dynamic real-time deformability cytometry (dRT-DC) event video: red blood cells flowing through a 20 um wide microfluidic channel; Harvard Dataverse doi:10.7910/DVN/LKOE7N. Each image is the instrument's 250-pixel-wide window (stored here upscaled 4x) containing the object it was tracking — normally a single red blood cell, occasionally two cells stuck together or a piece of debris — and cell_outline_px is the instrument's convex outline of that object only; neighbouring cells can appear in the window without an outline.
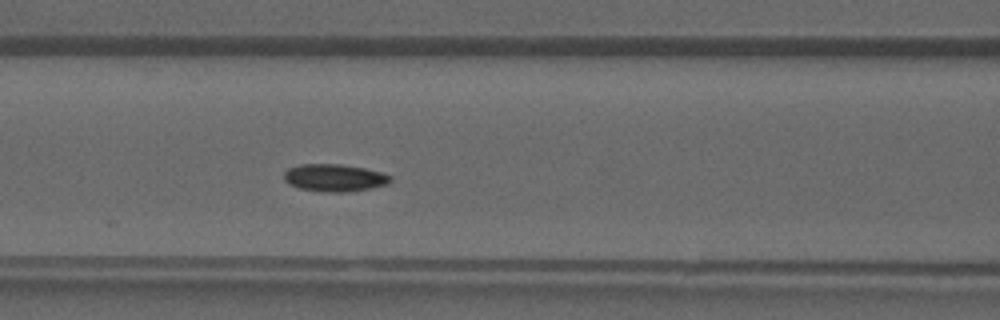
{"species": "common noctule bat (a hibernating species)", "species_latin": "Nyctalus noctula", "temperature_condition": "warm", "stored_images_in_passage": 22, "camera_frame_rate_fps": 3000, "um_per_image_px": 0.085, "animal": {"sex": "male", "forearm_length_mm": 52.5}, "frame": {"image": 1, "passage_image": 14, "time_ms": 4.333, "image_size_px": [1000, 320], "cell_outline_px": [[392, 180], [388, 184], [372, 188], [348, 192], [324, 192], [300, 188], [288, 184], [284, 180], [284, 172], [288, 168], [300, 164], [340, 164], [364, 168], [384, 172], [392, 176]], "centroid_in_image_um": [28.46, 15.11], "position_along_channel_um": 138.1, "area_um2": 17.22}}
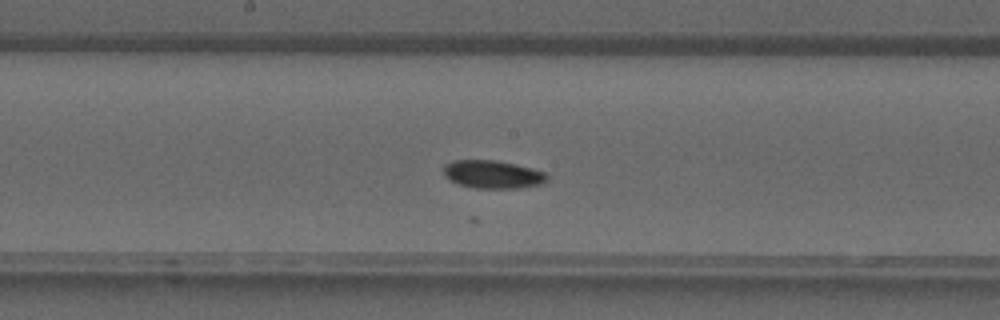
{"frame": {"image": 2, "passage_image": 18, "time_ms": 5.667, "image_size_px": [1000, 320], "cell_outline_px": [[548, 180], [544, 184], [520, 188], [472, 188], [456, 184], [444, 176], [444, 164], [452, 160], [496, 160], [516, 164], [532, 168], [544, 172], [548, 176]], "centroid_in_image_um": [41.88, 14.83], "position_along_channel_um": 206.3, "area_um2": 17.22}}
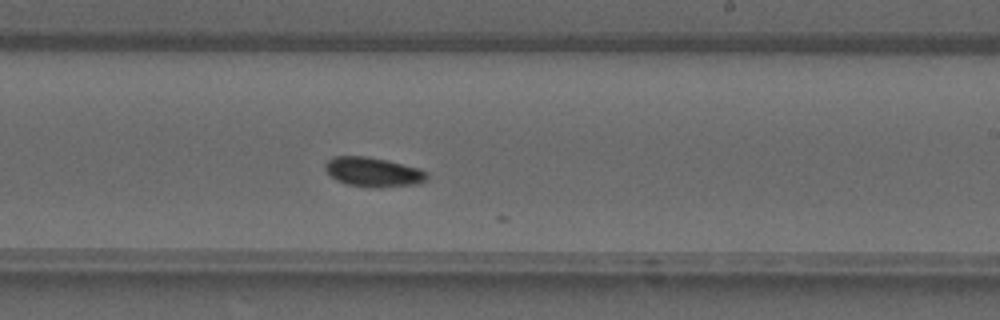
{"frame": {"image": 3, "passage_image": 21, "time_ms": 6.667, "image_size_px": [1000, 320], "cell_outline_px": [[428, 180], [420, 184], [380, 188], [376, 188], [348, 184], [336, 180], [324, 168], [324, 164], [332, 156], [368, 156], [388, 160], [420, 168], [428, 172]], "centroid_in_image_um": [31.78, 14.62], "position_along_channel_um": 257.2, "area_um2": 17.8}}